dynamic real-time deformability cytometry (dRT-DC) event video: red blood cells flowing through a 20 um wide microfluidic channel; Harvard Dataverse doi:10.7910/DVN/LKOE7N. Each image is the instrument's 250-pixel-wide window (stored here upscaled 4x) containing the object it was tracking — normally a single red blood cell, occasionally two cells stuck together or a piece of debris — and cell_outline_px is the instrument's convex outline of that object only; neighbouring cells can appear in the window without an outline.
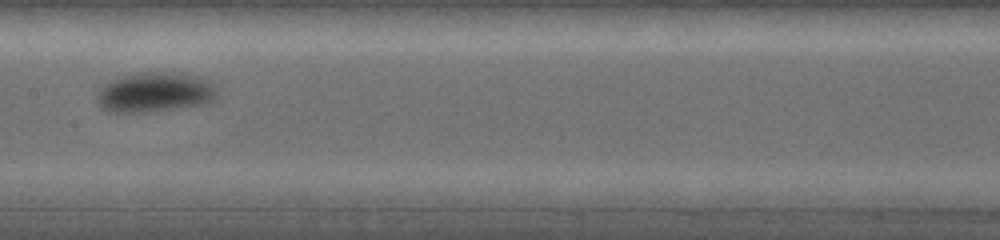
{"species": "common noctule bat (a hibernating species)", "species_latin": "Nyctalus noctula", "temperature_condition": "warm", "stored_images_in_passage": 12, "camera_frame_rate_fps": 5000, "um_per_image_px": 0.085, "animal": {"sex": "female", "body_mass_g": 19.0, "forearm_length_mm": 53.3}, "frame": {"image": 1, "passage_image": 6, "time_ms": 5.4, "image_size_px": [1000, 240], "cell_outline_px": [[216, 100], [204, 104], [180, 108], [144, 112], [108, 112], [96, 100], [96, 96], [100, 88], [104, 84], [112, 80], [124, 76], [144, 72], [164, 72], [192, 76], [208, 80], [212, 84], [216, 92]], "centroid_in_image_um": [13.15, 7.86], "position_along_channel_um": 194.3, "area_um2": 27.51}}
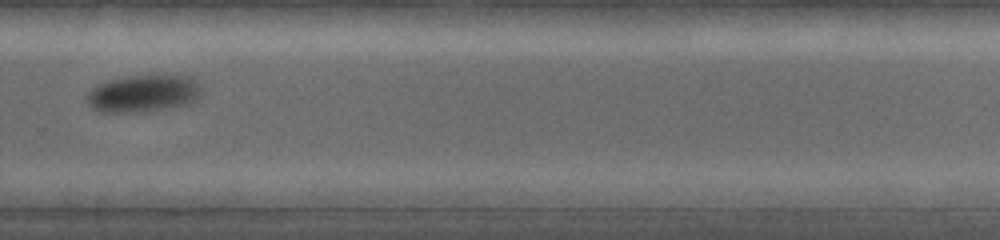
{"frame": {"image": 2, "passage_image": 9, "time_ms": 8.6, "image_size_px": [1000, 240], "cell_outline_px": [[200, 96], [196, 100], [188, 104], [136, 112], [100, 112], [92, 108], [88, 104], [84, 96], [92, 88], [100, 84], [112, 80], [128, 76], [188, 76], [200, 88]], "centroid_in_image_um": [12.12, 7.96], "position_along_channel_um": 317.7, "area_um2": 24.28}}
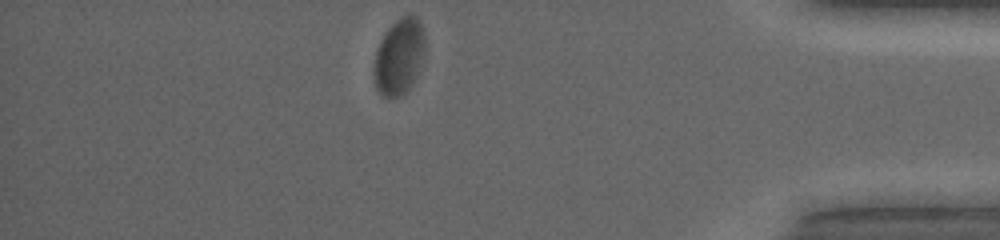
{"frame": {"image": 3, "passage_image": 12, "time_ms": 11.8, "image_size_px": [1000, 240], "cell_outline_px": [[424, 56], [412, 84], [400, 96], [380, 96], [376, 88], [372, 72], [372, 68], [376, 48], [380, 40], [388, 28], [400, 16], [408, 12], [416, 16], [420, 24], [424, 36]], "centroid_in_image_um": [33.88, 4.78], "position_along_channel_um": 401.3, "area_um2": 22.83}, "authors_computed_cell_mechanics": {"area_um2": 24.9696, "velocity_mm_per_s": 3.8598, "shape_relaxation_time_tau1_ms": 1.9936, "shape_relaxation_time_tau2_ms": null, "deformation_change_tau1": 0.0516, "deformation_change_tau2": null}}